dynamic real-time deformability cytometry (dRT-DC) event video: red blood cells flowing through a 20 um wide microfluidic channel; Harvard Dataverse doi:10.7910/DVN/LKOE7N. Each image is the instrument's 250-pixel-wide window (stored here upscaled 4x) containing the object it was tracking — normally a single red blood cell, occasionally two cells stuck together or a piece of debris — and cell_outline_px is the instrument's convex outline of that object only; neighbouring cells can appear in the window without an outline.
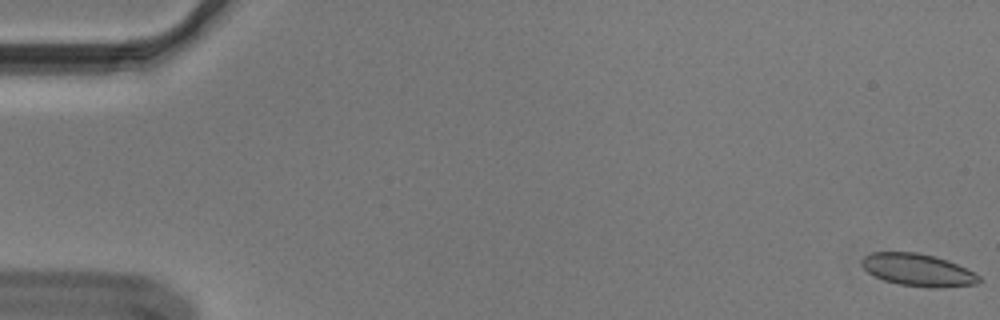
{"species": "Egyptian fruit bat (a non-hibernating species)", "species_latin": "Rousettus aegyptiacus", "temperature_condition": "cold", "stored_images_in_passage": 16, "camera_frame_rate_fps": 3000, "um_per_image_px": 0.085, "animal": {"sex": "male"}, "frame": {"image": 1, "passage_image": 1, "time_ms": 0.0, "image_size_px": [1000, 320], "cell_outline_px": [[980, 280], [976, 284], [944, 288], [928, 288], [900, 284], [884, 280], [868, 272], [860, 264], [860, 260], [864, 256], [872, 252], [916, 252], [936, 256], [948, 260], [980, 276]], "centroid_in_image_um": [78.01, 22.95], "position_along_channel_um": 7.0, "area_um2": 22.14}}